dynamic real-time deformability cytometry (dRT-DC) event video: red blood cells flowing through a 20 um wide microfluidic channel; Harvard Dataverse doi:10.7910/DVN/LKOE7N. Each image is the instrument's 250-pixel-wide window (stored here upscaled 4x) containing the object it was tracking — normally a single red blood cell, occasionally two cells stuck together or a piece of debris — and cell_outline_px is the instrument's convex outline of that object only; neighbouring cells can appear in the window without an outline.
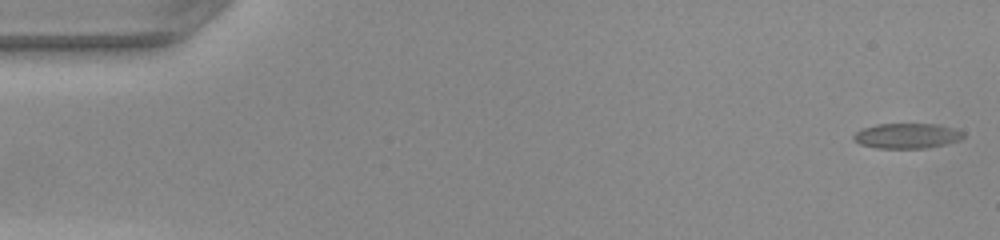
{"species": "common noctule bat (a hibernating species)", "species_latin": "Nyctalus noctula", "temperature_condition": "warm", "stored_images_in_passage": 49, "camera_frame_rate_fps": 3000, "um_per_image_px": 0.085, "animal": {"sex": "female", "body_mass_g": 22.0, "forearm_length_mm": 56.7}, "frame": {"image": 1, "passage_image": 1, "time_ms": 0.0, "image_size_px": [1000, 240], "cell_outline_px": [[964, 136], [960, 140], [944, 144], [924, 148], [876, 148], [860, 144], [852, 140], [852, 136], [856, 132], [864, 128], [876, 124], [936, 124], [952, 128], [964, 132]], "centroid_in_image_um": [77.06, 11.55], "position_along_channel_um": 7.9, "area_um2": 16.01}}
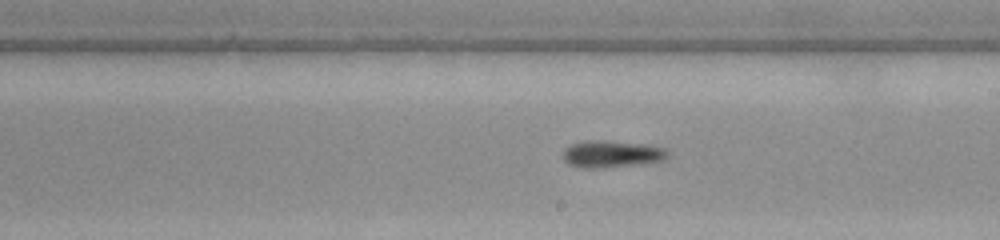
{"frame": {"image": 2, "passage_image": 28, "time_ms": 9.0, "image_size_px": [1000, 240], "cell_outline_px": [[668, 156], [664, 160], [640, 164], [604, 168], [580, 168], [568, 164], [564, 160], [564, 148], [572, 144], [592, 140], [604, 140], [648, 144], [664, 148], [668, 152]], "centroid_in_image_um": [52.0, 13.1], "position_along_channel_um": 237.0, "area_um2": 16.59}}
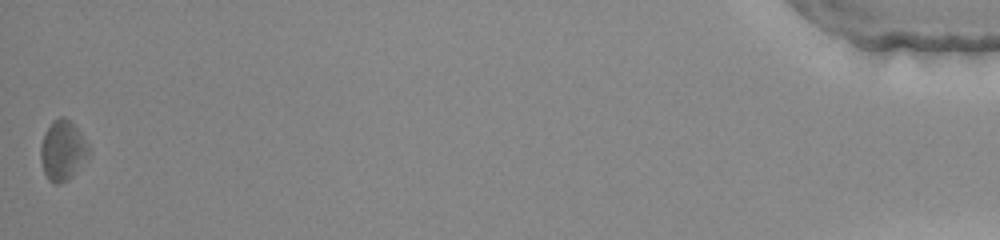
{"frame": {"image": 3, "passage_image": 49, "time_ms": 16.0, "image_size_px": [1000, 240], "cell_outline_px": [[88, 160], [68, 180], [60, 184], [56, 184], [48, 180], [44, 172], [40, 160], [40, 148], [44, 132], [52, 120], [60, 116], [64, 116], [80, 132], [88, 144]], "centroid_in_image_um": [5.31, 12.81], "position_along_channel_um": 429.9, "area_um2": 16.99}, "authors_computed_cell_mechanics": {"area_um2": 15.5482, "velocity_mm_per_s": 4.1481, "shape_relaxation_time_tau1_ms": 6.2772, "shape_relaxation_time_tau2_ms": null, "deformation_change_tau1": 0.1923, "deformation_change_tau2": null}}